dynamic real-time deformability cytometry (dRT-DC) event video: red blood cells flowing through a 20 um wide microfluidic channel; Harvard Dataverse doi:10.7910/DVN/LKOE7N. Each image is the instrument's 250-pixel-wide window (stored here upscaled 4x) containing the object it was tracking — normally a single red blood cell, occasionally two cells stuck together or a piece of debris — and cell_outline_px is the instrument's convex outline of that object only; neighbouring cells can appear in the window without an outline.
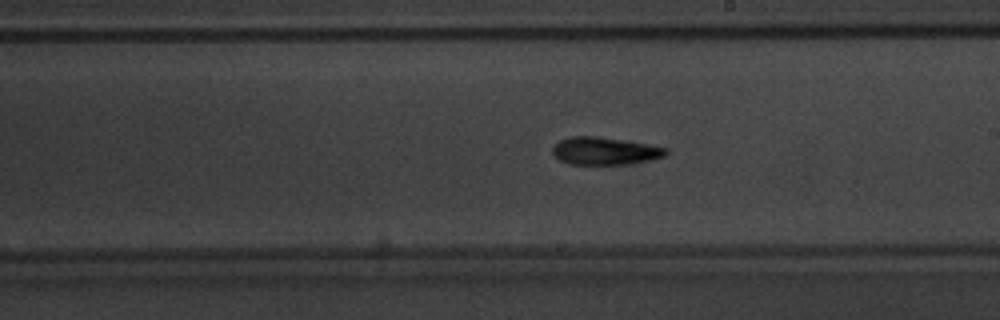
{"species": "common noctule bat (a hibernating species)", "species_latin": "Nyctalus noctula", "temperature_condition": "warm", "stored_images_in_passage": 53, "camera_frame_rate_fps": 3000, "um_per_image_px": 0.085, "animal": {"sex": "male", "body_mass_g": 20.1, "forearm_length_mm": 53.5}, "frame": {"image": 1, "passage_image": 31, "time_ms": 10.0, "image_size_px": [1000, 320], "cell_outline_px": [[668, 152], [664, 156], [648, 160], [624, 164], [568, 164], [560, 160], [552, 152], [552, 148], [560, 140], [572, 136], [596, 136], [648, 144], [668, 148]], "centroid_in_image_um": [51.39, 12.83], "position_along_channel_um": 237.6, "area_um2": 17.98}}
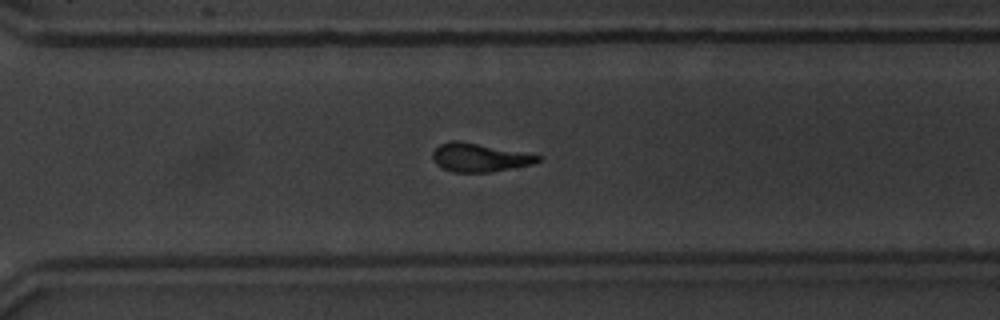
{"frame": {"image": 2, "passage_image": 38, "time_ms": 12.333, "image_size_px": [1000, 320], "cell_outline_px": [[540, 160], [532, 164], [488, 172], [452, 172], [436, 164], [432, 160], [432, 152], [440, 144], [452, 140], [460, 140], [540, 156]], "centroid_in_image_um": [40.67, 13.38], "position_along_channel_um": 329.9, "area_um2": 17.11}}
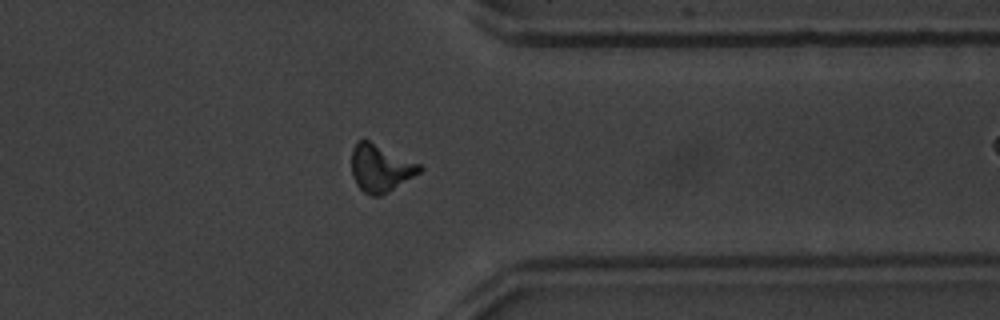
{"frame": {"image": 3, "passage_image": 42, "time_ms": 13.667, "image_size_px": [1000, 320], "cell_outline_px": [[424, 168], [420, 172], [388, 192], [380, 196], [372, 196], [364, 192], [356, 184], [352, 176], [352, 148], [360, 140], [368, 140], [420, 164]], "centroid_in_image_um": [32.33, 14.31], "position_along_channel_um": 379.1, "area_um2": 18.5}, "authors_computed_cell_mechanics": {"area_um2": 17.5712, "velocity_mm_per_s": 3.9679, "shape_relaxation_time_tau1_ms": 3.399, "shape_relaxation_time_tau2_ms": 4.0585, "deformation_change_tau1": 0.1817, "deformation_change_tau2": 0.1521}}